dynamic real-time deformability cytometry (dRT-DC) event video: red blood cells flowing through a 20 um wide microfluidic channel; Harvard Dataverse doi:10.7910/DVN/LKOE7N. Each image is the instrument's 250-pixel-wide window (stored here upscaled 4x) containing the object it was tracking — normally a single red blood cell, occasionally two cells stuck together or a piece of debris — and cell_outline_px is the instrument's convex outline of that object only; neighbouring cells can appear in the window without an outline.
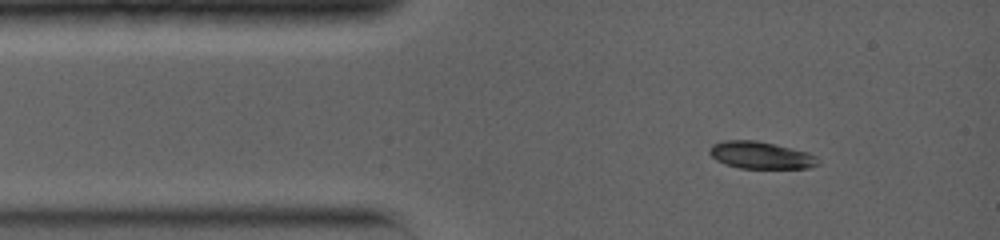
{"species": "common noctule bat (a hibernating species)", "species_latin": "Nyctalus noctula", "temperature_condition": "warm", "stored_images_in_passage": 12, "camera_frame_rate_fps": 5000, "um_per_image_px": 0.085, "animal": {"sex": "female", "body_mass_g": 19.0, "forearm_length_mm": 56.7}, "frame": {"image": 1, "passage_image": 1, "time_ms": 0.0, "image_size_px": [1000, 240], "cell_outline_px": [[820, 164], [808, 168], [740, 168], [724, 164], [716, 160], [708, 152], [708, 148], [712, 144], [724, 140], [756, 140], [792, 148], [808, 152], [816, 156], [820, 160]], "centroid_in_image_um": [64.66, 13.19], "position_along_channel_um": 20.3, "area_um2": 17.34}}
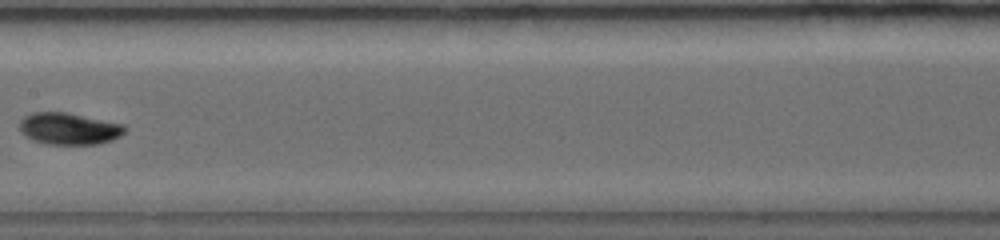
{"frame": {"image": 2, "passage_image": 6, "time_ms": 5.4, "image_size_px": [1000, 240], "cell_outline_px": [[128, 128], [120, 136], [112, 140], [96, 144], [44, 144], [32, 140], [24, 136], [20, 132], [20, 120], [24, 116], [32, 112], [68, 112], [124, 124]], "centroid_in_image_um": [5.85, 10.93], "position_along_channel_um": 201.5, "area_um2": 19.77}}
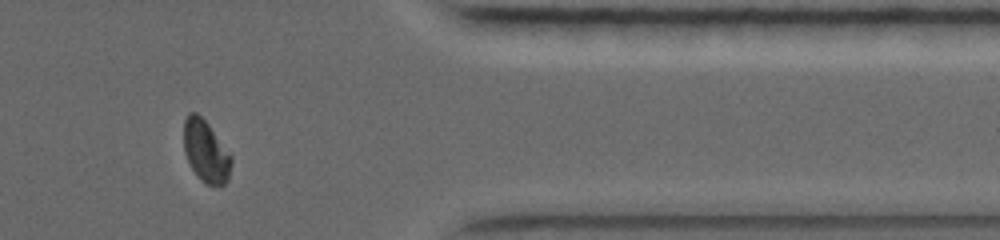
{"frame": {"image": 3, "passage_image": 11, "time_ms": 10.6, "image_size_px": [1000, 240], "cell_outline_px": [[232, 160], [228, 180], [224, 184], [208, 184], [200, 180], [192, 168], [184, 152], [184, 120], [188, 112], [196, 112], [208, 124], [232, 152]], "centroid_in_image_um": [17.52, 12.83], "position_along_channel_um": 393.9, "area_um2": 17.28}, "authors_computed_cell_mechanics": {"area_um2": 18.5249, "velocity_mm_per_s": 4.0073, "shape_relaxation_time_tau1_ms": 2.5764, "shape_relaxation_time_tau2_ms": null, "deformation_change_tau1": 0.1482, "deformation_change_tau2": null}}